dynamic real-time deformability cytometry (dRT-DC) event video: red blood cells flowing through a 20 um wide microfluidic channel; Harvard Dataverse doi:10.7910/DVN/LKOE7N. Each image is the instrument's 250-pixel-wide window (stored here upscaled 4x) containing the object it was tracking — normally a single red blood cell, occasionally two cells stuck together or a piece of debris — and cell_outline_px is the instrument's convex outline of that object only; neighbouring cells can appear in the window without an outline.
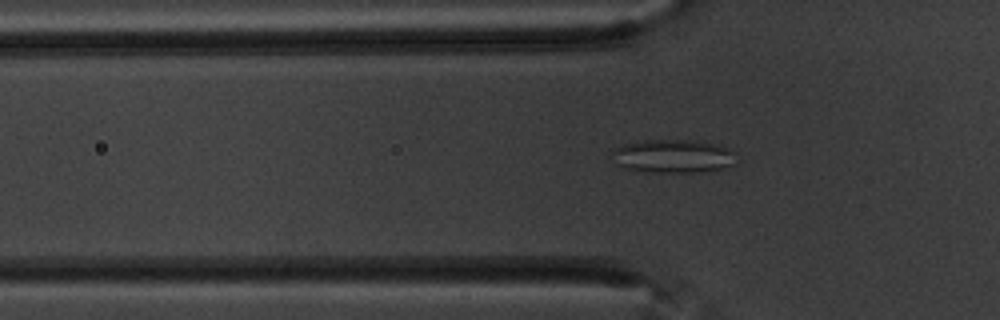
{"species": "common noctule bat (a hibernating species)", "species_latin": "Nyctalus noctula", "temperature_condition": "warm", "stored_images_in_passage": 58, "camera_frame_rate_fps": 3000, "um_per_image_px": 0.085, "animal": {"sex": "male", "body_mass_g": 20.1, "forearm_length_mm": 53.5}, "frame": {"image": 1, "passage_image": 19, "time_ms": 6.0, "image_size_px": [1000, 320], "cell_outline_px": [[736, 164], [724, 168], [700, 172], [648, 172], [620, 168], [612, 152], [612, 148], [624, 144], [644, 140], [684, 140], [720, 144], [736, 152]], "centroid_in_image_um": [57.25, 13.28], "position_along_channel_um": 68.6, "area_um2": 24.45}}
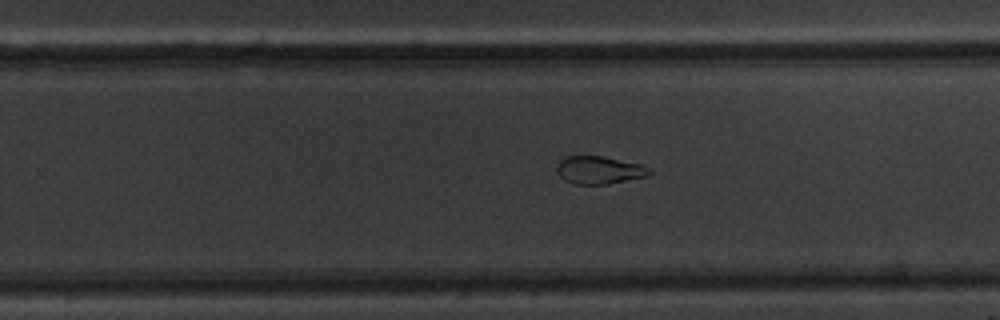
{"frame": {"image": 2, "passage_image": 37, "time_ms": 12.0, "image_size_px": [1000, 320], "cell_outline_px": [[652, 172], [648, 176], [608, 184], [576, 184], [564, 180], [560, 176], [556, 168], [560, 160], [568, 156], [600, 156], [640, 164], [648, 168]], "centroid_in_image_um": [50.93, 14.46], "position_along_channel_um": 278.9, "area_um2": 14.8}}
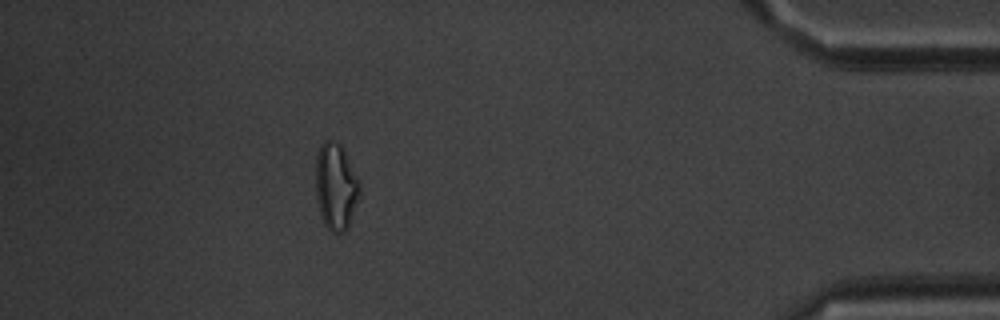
{"frame": {"image": 3, "passage_image": 52, "time_ms": 17.0, "image_size_px": [1000, 320], "cell_outline_px": [[360, 192], [348, 228], [344, 232], [332, 232], [324, 224], [320, 212], [316, 196], [316, 156], [320, 144], [324, 140], [328, 140], [340, 144], [344, 148], [360, 180]], "centroid_in_image_um": [28.56, 15.82], "position_along_channel_um": 406.6, "area_um2": 22.37}, "authors_computed_cell_mechanics": {"area_um2": 20.9236, "velocity_mm_per_s": 3.5019, "shape_relaxation_time_tau1_ms": null, "shape_relaxation_time_tau2_ms": 2.6485, "deformation_change_tau1": null, "deformation_change_tau2": 0.0904}}